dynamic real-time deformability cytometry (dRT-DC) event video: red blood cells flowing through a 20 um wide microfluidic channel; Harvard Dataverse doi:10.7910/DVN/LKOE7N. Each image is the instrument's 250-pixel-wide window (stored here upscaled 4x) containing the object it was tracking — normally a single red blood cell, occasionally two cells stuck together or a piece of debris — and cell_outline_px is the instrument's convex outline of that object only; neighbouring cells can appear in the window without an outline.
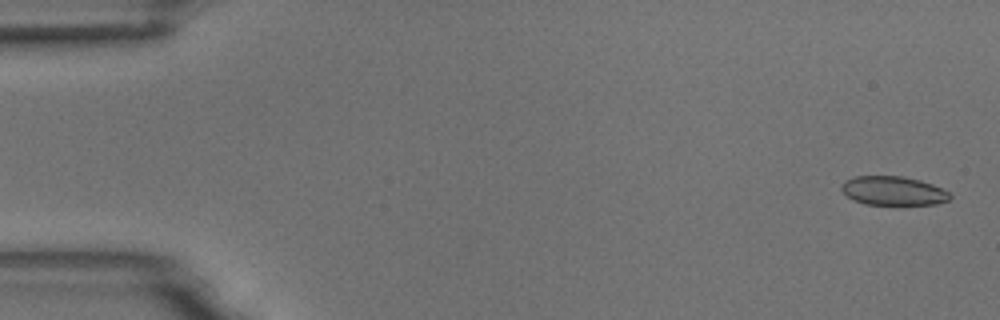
{"species": "common noctule bat (a hibernating species)", "species_latin": "Nyctalus noctula", "temperature_condition": "room temperature", "stored_images_in_passage": 55, "camera_frame_rate_fps": 3000, "um_per_image_px": 0.085, "animal": {"sex": "male", "body_mass_g": 18.8}, "frame": {"image": 1, "passage_image": 2, "time_ms": 0.333, "image_size_px": [1000, 320], "cell_outline_px": [[952, 196], [948, 200], [936, 204], [864, 204], [848, 196], [840, 188], [840, 184], [844, 180], [856, 176], [904, 176], [920, 180], [932, 184], [948, 192]], "centroid_in_image_um": [75.9, 16.2], "position_along_channel_um": 9.1, "area_um2": 18.15}}
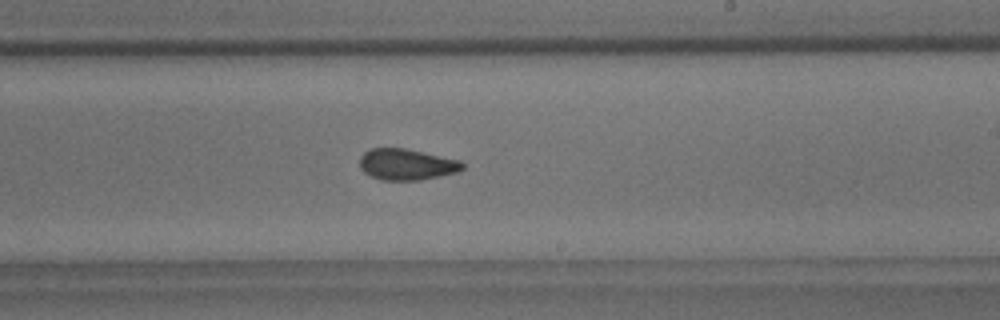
{"frame": {"image": 2, "passage_image": 33, "time_ms": 10.667, "image_size_px": [1000, 320], "cell_outline_px": [[464, 168], [460, 172], [420, 180], [380, 180], [364, 172], [360, 168], [360, 156], [364, 152], [372, 148], [404, 148], [460, 160], [464, 164]], "centroid_in_image_um": [34.58, 13.98], "position_along_channel_um": 254.4, "area_um2": 18.73}}
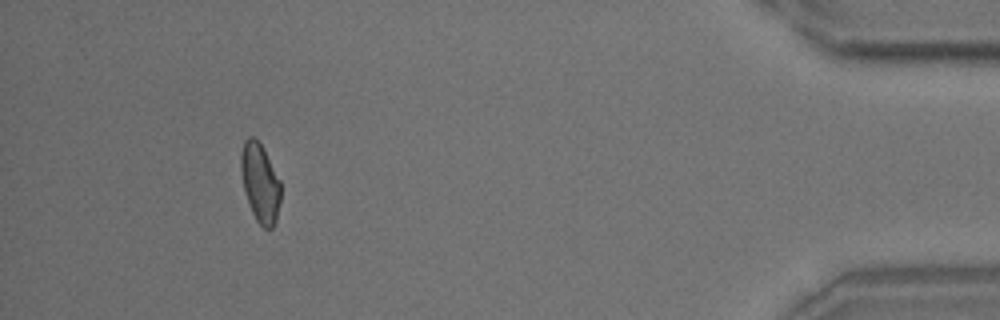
{"frame": {"image": 3, "passage_image": 51, "time_ms": 16.667, "image_size_px": [1000, 320], "cell_outline_px": [[280, 200], [276, 220], [272, 228], [264, 228], [256, 220], [252, 212], [244, 188], [240, 172], [240, 152], [244, 140], [248, 136], [252, 136], [260, 144], [280, 180]], "centroid_in_image_um": [22.09, 15.53], "position_along_channel_um": 413.1, "area_um2": 18.03}, "authors_computed_cell_mechanics": {"area_um2": 18.9006, "velocity_mm_per_s": 3.676, "shape_relaxation_time_tau1_ms": 5.3445, "shape_relaxation_time_tau2_ms": 1.5915, "deformation_change_tau1": 0.1002, "deformation_change_tau2": 0.06}}